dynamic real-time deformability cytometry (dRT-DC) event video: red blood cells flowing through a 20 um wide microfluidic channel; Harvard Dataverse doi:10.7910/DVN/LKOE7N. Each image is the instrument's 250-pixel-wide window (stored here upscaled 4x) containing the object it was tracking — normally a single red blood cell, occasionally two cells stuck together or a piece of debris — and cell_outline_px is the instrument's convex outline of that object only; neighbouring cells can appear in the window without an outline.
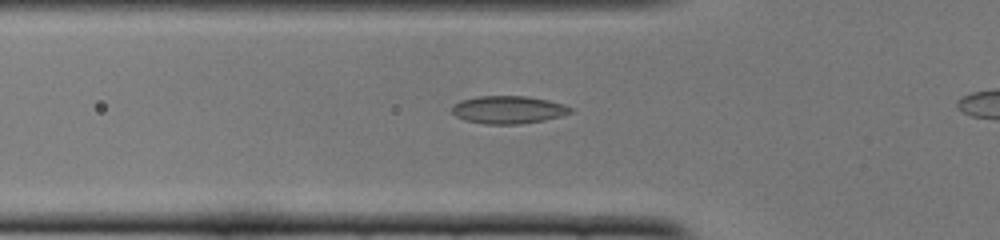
{"species": "common noctule bat (a hibernating species)", "species_latin": "Nyctalus noctula", "temperature_condition": "cold", "stored_images_in_passage": 37, "camera_frame_rate_fps": 3000, "um_per_image_px": 0.085, "animal": {"sex": "female", "body_mass_g": 22.0, "forearm_length_mm": 56.7}, "frame": {"image": 1, "passage_image": 12, "time_ms": 3.667, "image_size_px": [1000, 240], "cell_outline_px": [[572, 112], [560, 116], [544, 120], [520, 124], [484, 124], [464, 120], [456, 116], [452, 112], [452, 108], [460, 100], [476, 96], [528, 96], [548, 100], [564, 104], [572, 108]], "centroid_in_image_um": [43.2, 9.32], "position_along_channel_um": 82.6, "area_um2": 19.19}}
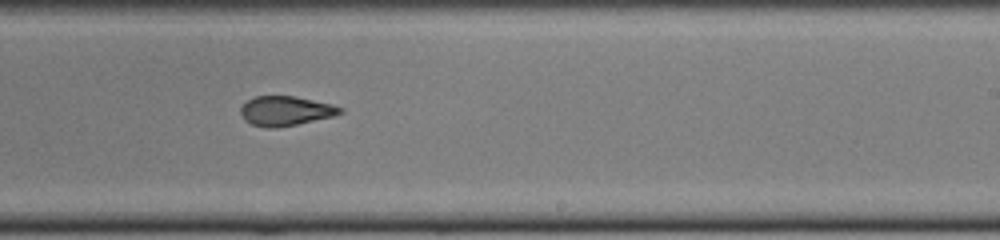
{"frame": {"image": 2, "passage_image": 26, "time_ms": 8.333, "image_size_px": [1000, 240], "cell_outline_px": [[344, 112], [332, 116], [296, 124], [276, 128], [268, 128], [252, 124], [244, 120], [240, 112], [240, 108], [248, 100], [256, 96], [296, 96], [332, 104], [344, 108]], "centroid_in_image_um": [24.28, 9.42], "position_along_channel_um": 264.7, "area_um2": 17.05}}
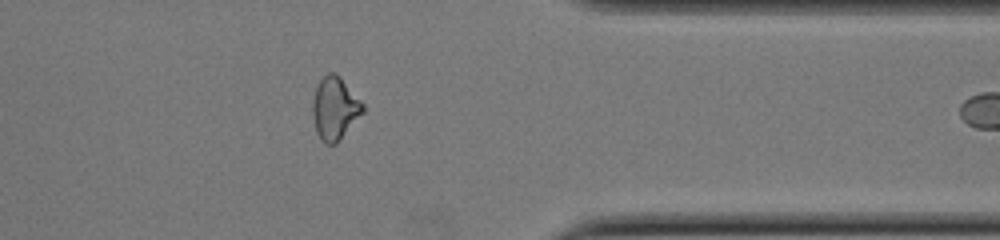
{"frame": {"image": 3, "passage_image": 36, "time_ms": 11.667, "image_size_px": [1000, 240], "cell_outline_px": [[364, 112], [336, 144], [324, 144], [316, 132], [312, 116], [312, 100], [316, 88], [320, 80], [328, 72], [336, 72], [340, 76], [364, 104]], "centroid_in_image_um": [28.45, 9.21], "position_along_channel_um": 382.9, "area_um2": 18.5}}